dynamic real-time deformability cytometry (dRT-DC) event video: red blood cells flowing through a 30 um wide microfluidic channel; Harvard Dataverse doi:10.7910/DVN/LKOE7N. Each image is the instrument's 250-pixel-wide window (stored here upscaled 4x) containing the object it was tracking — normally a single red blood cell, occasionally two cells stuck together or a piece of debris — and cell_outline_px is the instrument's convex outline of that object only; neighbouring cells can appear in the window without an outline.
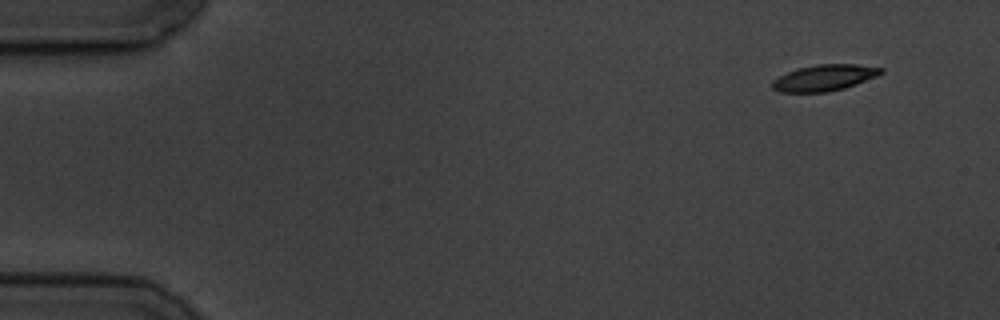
{"species": "common noctule bat (a hibernating species)", "species_latin": "Nyctalus noctula", "temperature_condition": "cold", "stored_images_in_passage": 7, "camera_frame_rate_fps": 3000, "um_per_image_px": 0.085, "animal": {"sex": "male", "body_mass_g": 19.5, "forearm_length_mm": 54.6}, "frame": {"image": 1, "passage_image": 1, "time_ms": 0.0, "image_size_px": [1000, 320], "cell_outline_px": [[884, 72], [876, 76], [856, 84], [844, 88], [828, 92], [780, 92], [772, 88], [772, 80], [788, 72], [800, 68], [816, 64], [856, 64], [884, 68]], "centroid_in_image_um": [70.08, 6.61], "position_along_channel_um": 14.9, "area_um2": 16.47}}
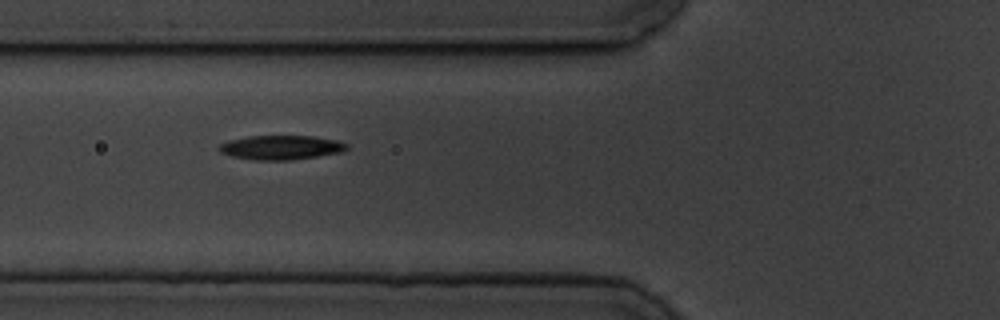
{"frame": {"image": 2, "passage_image": 6, "time_ms": 5.667, "image_size_px": [1000, 320], "cell_outline_px": [[348, 148], [340, 152], [292, 160], [256, 160], [232, 156], [220, 152], [216, 148], [220, 144], [228, 140], [248, 136], [312, 136], [340, 140], [348, 144]], "centroid_in_image_um": [23.87, 12.52], "position_along_channel_um": 101.9, "area_um2": 18.09}}
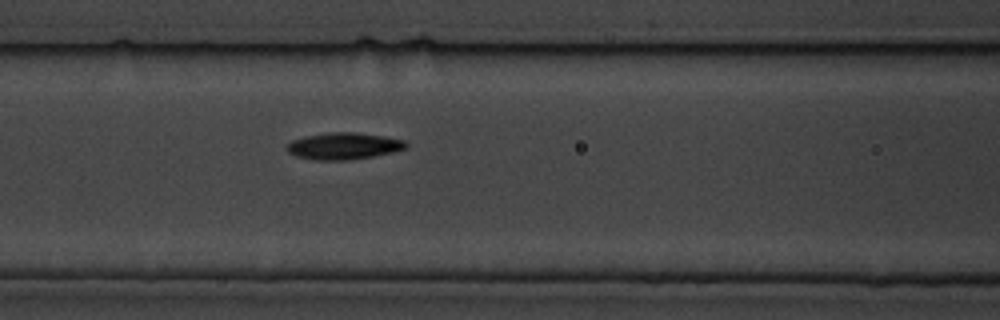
{"frame": {"image": 3, "passage_image": 7, "time_ms": 6.667, "image_size_px": [1000, 320], "cell_outline_px": [[408, 148], [392, 152], [372, 156], [348, 160], [312, 160], [296, 156], [288, 152], [284, 148], [292, 140], [304, 136], [328, 132], [356, 132], [384, 136], [404, 140], [408, 144]], "centroid_in_image_um": [29.19, 12.41], "position_along_channel_um": 137.4, "area_um2": 18.73}}